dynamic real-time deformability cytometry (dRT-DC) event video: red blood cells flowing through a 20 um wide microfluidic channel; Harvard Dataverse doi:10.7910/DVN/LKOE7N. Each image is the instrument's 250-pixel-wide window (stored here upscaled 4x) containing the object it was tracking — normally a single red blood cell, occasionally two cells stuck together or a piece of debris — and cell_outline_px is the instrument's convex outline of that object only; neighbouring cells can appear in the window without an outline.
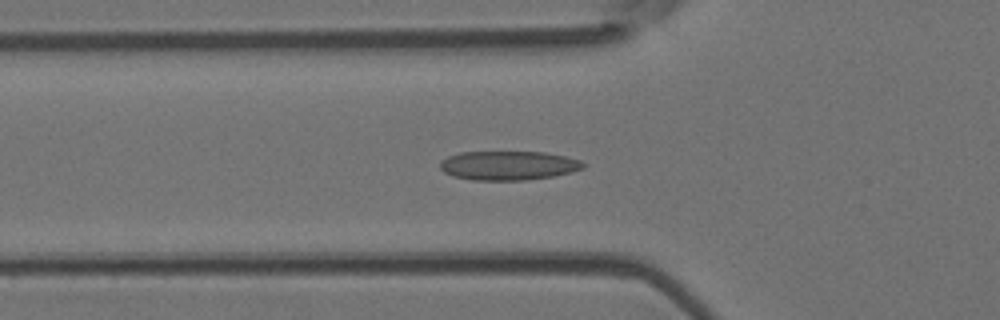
{"species": "Egyptian fruit bat (a non-hibernating species)", "species_latin": "Rousettus aegyptiacus", "temperature_condition": "room temperature", "stored_images_in_passage": 42, "camera_frame_rate_fps": 3000, "um_per_image_px": 0.085, "animal": {"sex": "female"}, "frame": {"image": 1, "passage_image": 12, "time_ms": 3.667, "image_size_px": [1000, 320], "cell_outline_px": [[584, 168], [572, 172], [552, 176], [524, 180], [472, 180], [452, 176], [444, 172], [440, 168], [440, 160], [448, 156], [460, 152], [544, 152], [564, 156], [580, 160], [584, 164]], "centroid_in_image_um": [43.18, 14.07], "position_along_channel_um": 82.6, "area_um2": 24.28}}
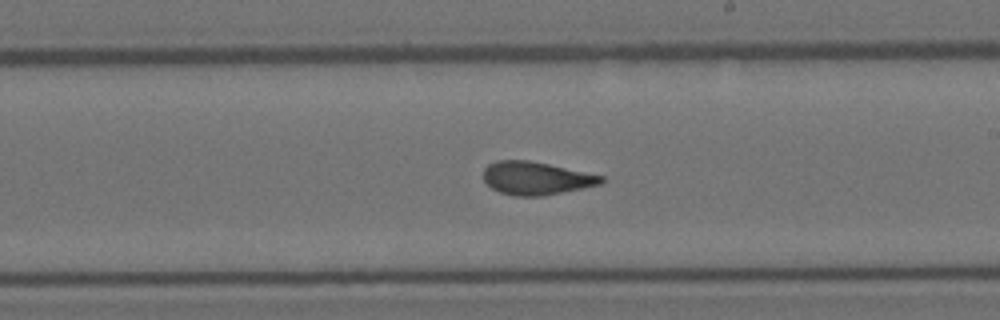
{"frame": {"image": 2, "passage_image": 24, "time_ms": 7.667, "image_size_px": [1000, 320], "cell_outline_px": [[604, 180], [600, 184], [540, 196], [512, 196], [500, 192], [492, 188], [484, 180], [484, 168], [488, 164], [496, 160], [528, 160], [548, 164], [604, 176]], "centroid_in_image_um": [45.52, 15.14], "position_along_channel_um": 243.5, "area_um2": 22.37}}
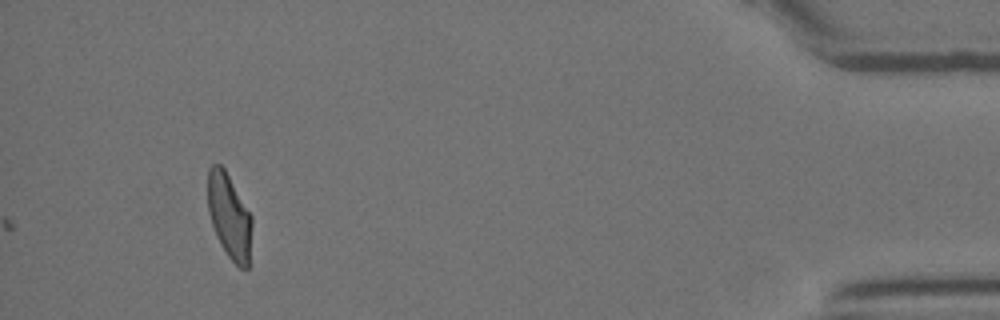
{"frame": {"image": 3, "passage_image": 42, "time_ms": 13.667, "image_size_px": [1000, 320], "cell_outline_px": [[252, 224], [248, 268], [240, 268], [228, 256], [220, 244], [216, 236], [208, 212], [208, 168], [212, 164], [220, 164], [224, 168], [252, 216]], "centroid_in_image_um": [19.48, 18.37], "position_along_channel_um": 415.7, "area_um2": 21.73}, "authors_computed_cell_mechanics": {"area_um2": 22.8888, "velocity_mm_per_s": 4.0042, "shape_relaxation_time_tau1_ms": 6.9495, "shape_relaxation_time_tau2_ms": 1.2185, "deformation_change_tau1": 0.1888, "deformation_change_tau2": 0.0707}}